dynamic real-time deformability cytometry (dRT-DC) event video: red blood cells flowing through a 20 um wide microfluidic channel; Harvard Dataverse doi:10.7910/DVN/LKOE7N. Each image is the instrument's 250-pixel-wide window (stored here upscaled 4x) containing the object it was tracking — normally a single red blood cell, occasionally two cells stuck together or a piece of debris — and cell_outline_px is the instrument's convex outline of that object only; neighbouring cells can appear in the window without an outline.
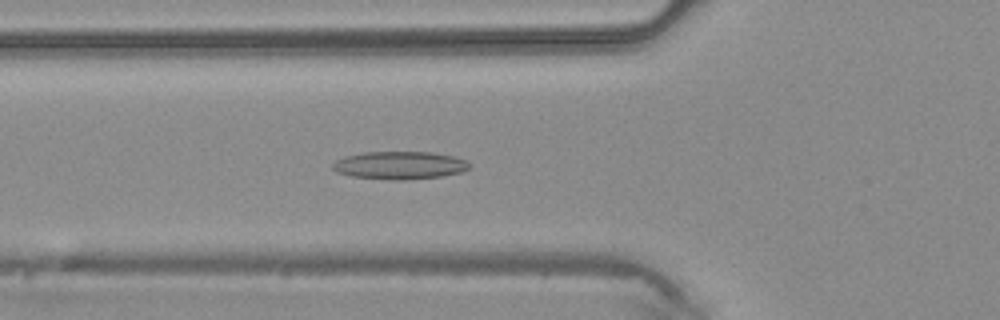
{"species": "common noctule bat (a hibernating species)", "species_latin": "Nyctalus noctula", "temperature_condition": "warm", "stored_images_in_passage": 42, "camera_frame_rate_fps": 3000, "um_per_image_px": 0.085, "animal": {"sex": "male", "body_mass_g": 20.4}, "frame": {"image": 1, "passage_image": 15, "time_ms": 4.667, "image_size_px": [1000, 320], "cell_outline_px": [[472, 164], [464, 172], [444, 176], [404, 180], [388, 180], [352, 176], [336, 172], [332, 168], [332, 164], [336, 160], [344, 156], [364, 152], [432, 152], [452, 156], [468, 160]], "centroid_in_image_um": [34.0, 14.05], "position_along_channel_um": 91.8, "area_um2": 22.48}}
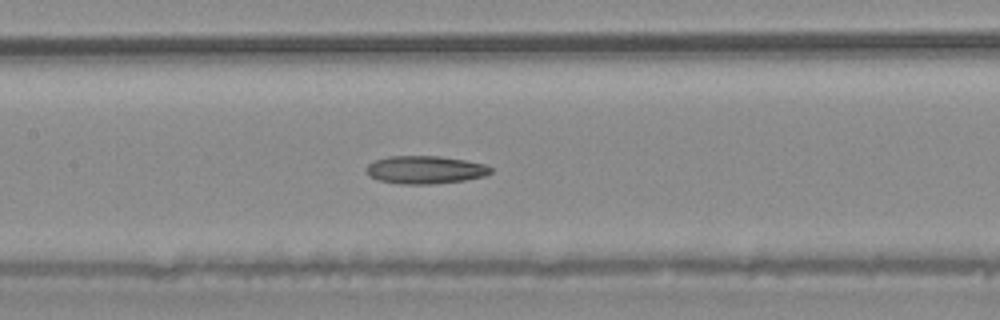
{"frame": {"image": 2, "passage_image": 20, "time_ms": 6.333, "image_size_px": [1000, 320], "cell_outline_px": [[492, 172], [484, 176], [464, 180], [432, 184], [400, 184], [376, 180], [368, 176], [364, 168], [368, 164], [376, 160], [388, 156], [440, 156], [488, 164], [492, 168]], "centroid_in_image_um": [36.11, 14.43], "position_along_channel_um": 171.3, "area_um2": 20.46}}
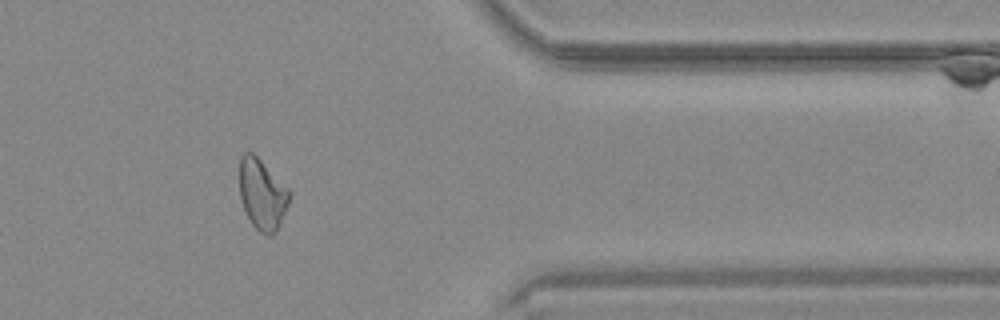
{"frame": {"image": 3, "passage_image": 35, "time_ms": 11.333, "image_size_px": [1000, 320], "cell_outline_px": [[292, 192], [288, 204], [280, 224], [276, 232], [272, 236], [268, 236], [260, 232], [252, 224], [244, 208], [240, 196], [240, 156], [244, 152], [252, 152]], "centroid_in_image_um": [22.3, 16.53], "position_along_channel_um": 389.1, "area_um2": 20.35}}